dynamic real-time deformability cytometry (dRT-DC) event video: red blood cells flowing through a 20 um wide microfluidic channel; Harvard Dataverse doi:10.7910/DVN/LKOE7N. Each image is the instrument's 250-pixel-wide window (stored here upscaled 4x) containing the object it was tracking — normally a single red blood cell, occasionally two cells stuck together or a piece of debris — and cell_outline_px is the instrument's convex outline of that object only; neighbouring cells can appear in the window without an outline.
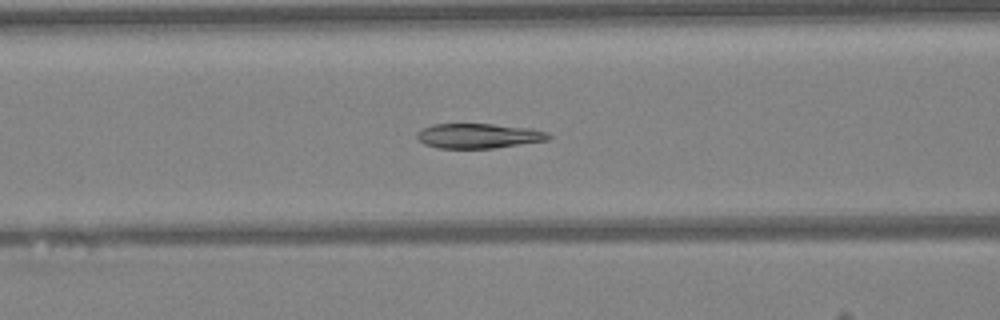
{"species": "Egyptian fruit bat (a non-hibernating species)", "species_latin": "Rousettus aegyptiacus", "temperature_condition": "warm", "stored_images_in_passage": 47, "camera_frame_rate_fps": 3000, "um_per_image_px": 0.085, "animal": {"sex": "female"}, "frame": {"image": 1, "passage_image": 19, "time_ms": 6.0, "image_size_px": [1000, 320], "cell_outline_px": [[552, 136], [548, 140], [492, 148], [440, 148], [424, 144], [416, 136], [416, 132], [432, 124], [492, 124], [532, 128], [548, 132]], "centroid_in_image_um": [40.69, 11.54], "position_along_channel_um": 125.9, "area_um2": 18.96}}
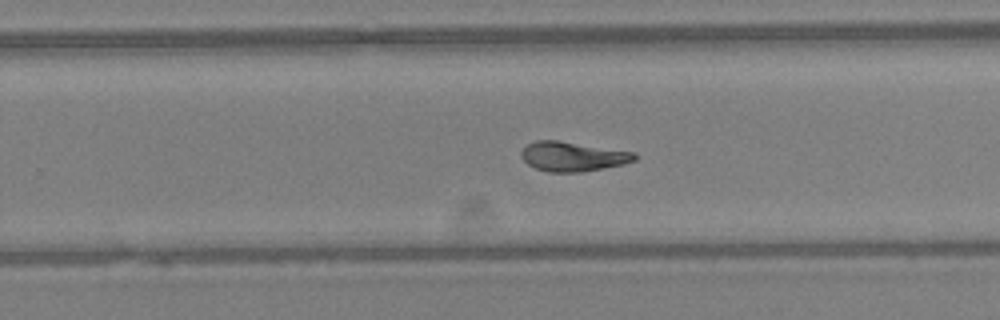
{"frame": {"image": 2, "passage_image": 30, "time_ms": 9.667, "image_size_px": [1000, 320], "cell_outline_px": [[640, 156], [636, 160], [624, 164], [580, 172], [548, 172], [536, 168], [528, 164], [520, 156], [520, 152], [528, 144], [536, 140], [556, 140], [636, 152]], "centroid_in_image_um": [48.71, 13.3], "position_along_channel_um": 281.1, "area_um2": 19.54}}
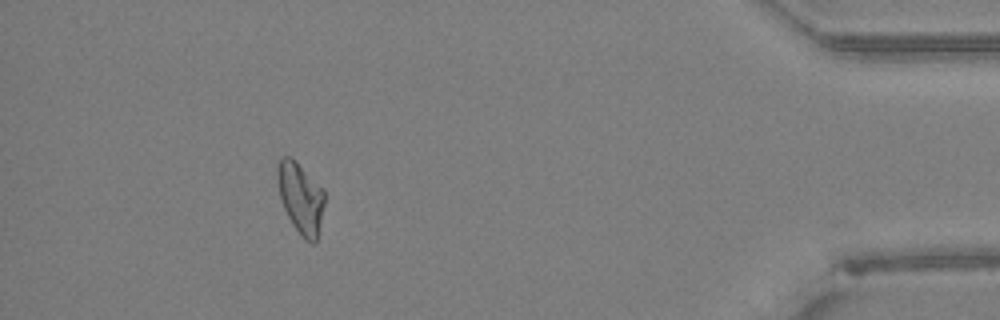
{"frame": {"image": 3, "passage_image": 43, "time_ms": 14.0, "image_size_px": [1000, 320], "cell_outline_px": [[324, 204], [316, 240], [312, 244], [304, 240], [292, 224], [284, 208], [280, 196], [276, 180], [276, 164], [280, 156], [292, 156], [324, 188]], "centroid_in_image_um": [25.53, 16.75], "position_along_channel_um": 409.7, "area_um2": 19.77}, "authors_computed_cell_mechanics": {"area_um2": 19.9988, "velocity_mm_per_s": 4.2498, "shape_relaxation_time_tau1_ms": 8.4053, "shape_relaxation_time_tau2_ms": 2.4446, "deformation_change_tau1": 0.2209, "deformation_change_tau2": 0.0698}}